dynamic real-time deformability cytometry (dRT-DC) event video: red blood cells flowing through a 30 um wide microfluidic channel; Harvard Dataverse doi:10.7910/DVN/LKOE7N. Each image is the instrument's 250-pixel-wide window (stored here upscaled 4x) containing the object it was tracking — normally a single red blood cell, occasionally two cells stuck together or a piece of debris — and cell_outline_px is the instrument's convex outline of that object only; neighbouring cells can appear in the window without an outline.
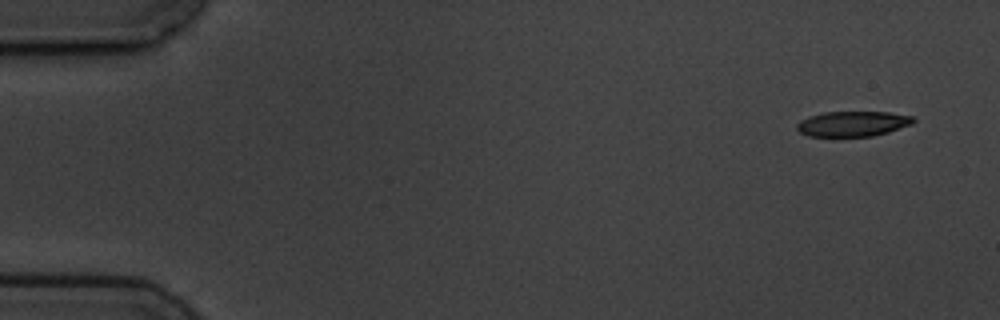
{"species": "common noctule bat (a hibernating species)", "species_latin": "Nyctalus noctula", "temperature_condition": "cold", "stored_images_in_passage": 5, "camera_frame_rate_fps": 3000, "um_per_image_px": 0.085, "animal": {"sex": "male", "body_mass_g": 19.5, "forearm_length_mm": 54.6}, "frame": {"image": 1, "passage_image": 1, "time_ms": 0.0, "image_size_px": [1000, 320], "cell_outline_px": [[916, 120], [912, 124], [888, 132], [872, 136], [808, 136], [800, 132], [796, 128], [796, 124], [800, 120], [808, 116], [824, 112], [888, 112], [912, 116]], "centroid_in_image_um": [72.47, 10.51], "position_along_channel_um": 12.5, "area_um2": 17.11}}
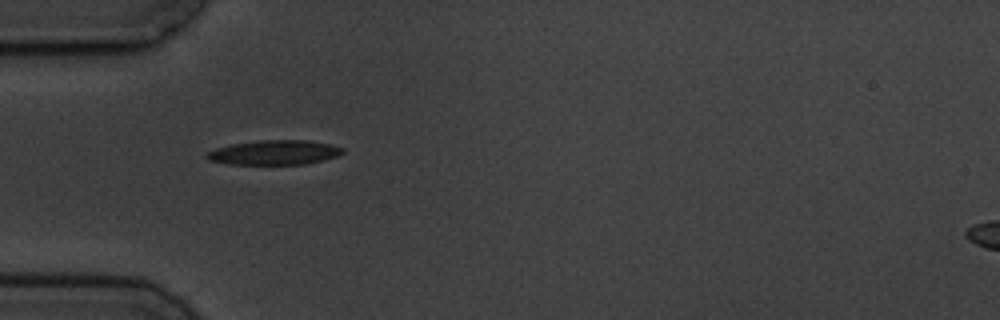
{"frame": {"image": 2, "passage_image": 4, "time_ms": 4.667, "image_size_px": [1000, 320], "cell_outline_px": [[344, 152], [336, 156], [324, 160], [304, 164], [228, 164], [208, 160], [204, 156], [208, 152], [216, 148], [232, 144], [260, 140], [308, 140], [332, 144], [344, 148]], "centroid_in_image_um": [23.33, 12.96], "position_along_channel_um": 61.7, "area_um2": 19.48}}
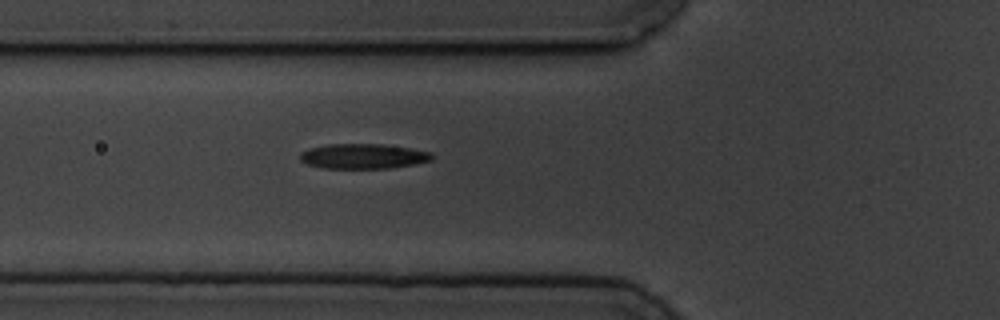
{"frame": {"image": 3, "passage_image": 5, "time_ms": 5.667, "image_size_px": [1000, 320], "cell_outline_px": [[432, 160], [392, 168], [320, 168], [308, 164], [300, 160], [300, 152], [308, 148], [328, 144], [384, 144], [412, 148], [432, 152]], "centroid_in_image_um": [30.86, 13.27], "position_along_channel_um": 94.9, "area_um2": 19.31}}